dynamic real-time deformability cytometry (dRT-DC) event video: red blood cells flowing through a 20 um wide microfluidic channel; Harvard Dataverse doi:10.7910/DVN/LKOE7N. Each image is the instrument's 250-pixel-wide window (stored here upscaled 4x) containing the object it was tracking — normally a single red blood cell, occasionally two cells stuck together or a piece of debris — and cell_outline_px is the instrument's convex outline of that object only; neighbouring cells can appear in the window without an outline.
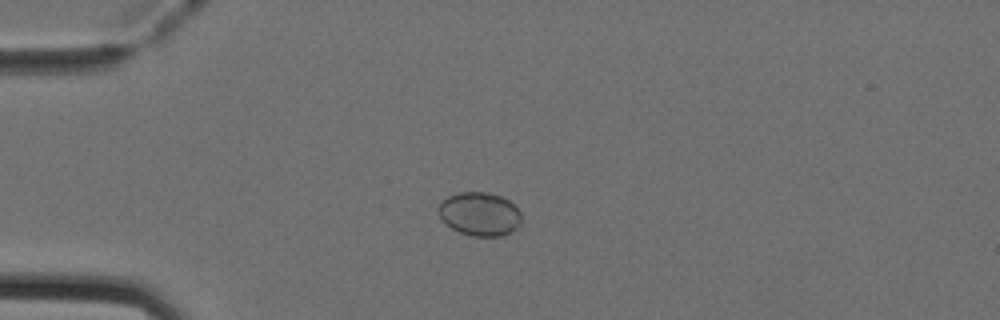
{"species": "Egyptian fruit bat (a non-hibernating species)", "species_latin": "Rousettus aegyptiacus", "temperature_condition": "cold", "stored_images_in_passage": 39, "camera_frame_rate_fps": 3000, "um_per_image_px": 0.085, "animal": {"sex": "female"}, "frame": {"image": 1, "passage_image": 1, "time_ms": 0.0, "image_size_px": [1000, 320], "cell_outline_px": [[520, 224], [512, 232], [500, 236], [472, 236], [460, 232], [452, 228], [440, 216], [436, 208], [448, 196], [460, 192], [488, 192], [500, 196], [508, 200], [520, 212]], "centroid_in_image_um": [40.77, 18.19], "position_along_channel_um": 44.2, "area_um2": 20.87}}
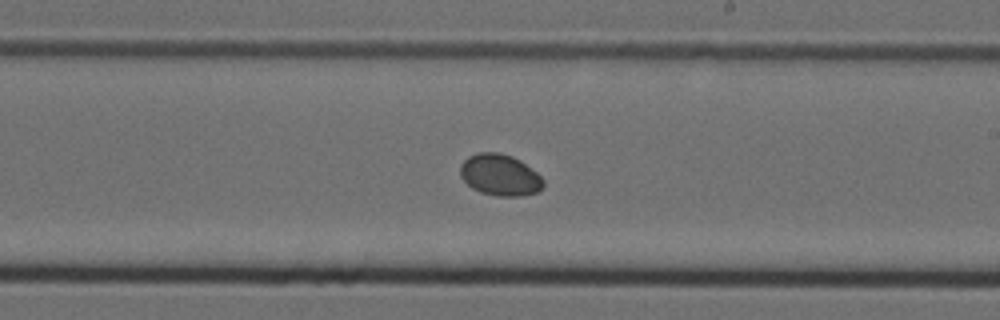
{"frame": {"image": 2, "passage_image": 18, "time_ms": 5.667, "image_size_px": [1000, 320], "cell_outline_px": [[544, 188], [540, 192], [520, 196], [496, 196], [480, 192], [472, 188], [460, 176], [460, 164], [468, 156], [476, 152], [500, 152], [512, 156], [520, 160], [536, 172], [544, 180]], "centroid_in_image_um": [42.5, 14.87], "position_along_channel_um": 246.5, "area_um2": 20.35}}
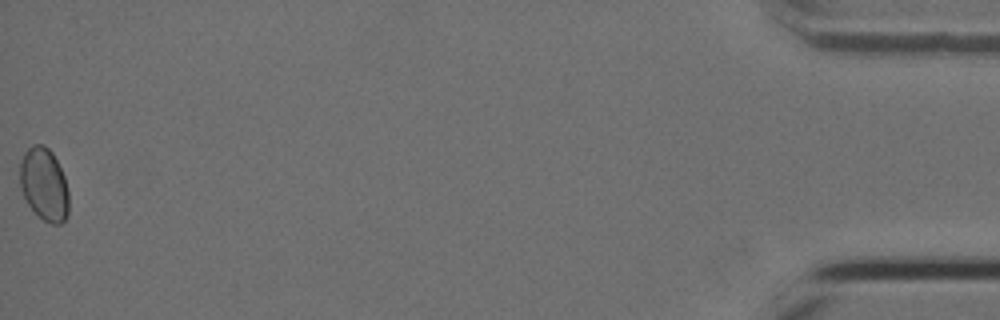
{"frame": {"image": 3, "passage_image": 39, "time_ms": 12.667, "image_size_px": [1000, 320], "cell_outline_px": [[68, 216], [60, 224], [52, 224], [44, 220], [28, 204], [20, 188], [20, 160], [24, 152], [32, 144], [44, 144], [52, 152], [64, 176], [68, 192]], "centroid_in_image_um": [3.74, 15.65], "position_along_channel_um": 431.5, "area_um2": 20.69}}